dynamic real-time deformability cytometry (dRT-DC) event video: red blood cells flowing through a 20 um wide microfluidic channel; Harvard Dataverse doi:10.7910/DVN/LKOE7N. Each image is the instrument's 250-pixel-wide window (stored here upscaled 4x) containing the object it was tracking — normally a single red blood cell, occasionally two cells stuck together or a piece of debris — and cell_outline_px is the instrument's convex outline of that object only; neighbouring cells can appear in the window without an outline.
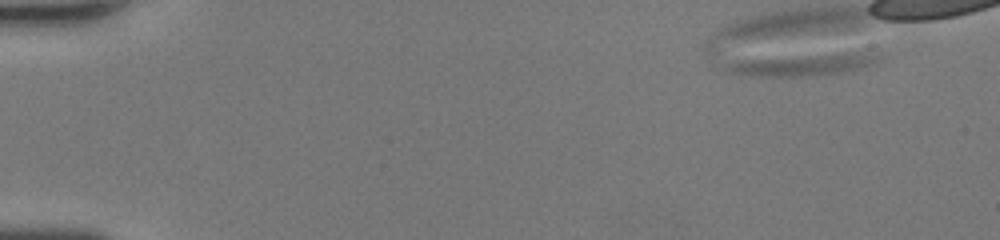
{"species": "human", "species_latin": "Homo sapiens", "temperature_condition": "room temperature", "stored_images_in_passage": 2, "camera_frame_rate_fps": 3000, "um_per_image_px": 0.085, "donor": {"sex": "female"}, "frame": {"image": 1, "passage_image": 1, "time_ms": 0.0, "image_size_px": [1000, 240], "cell_outline_px": [[880, 56], [876, 60], [860, 68], [836, 72], [804, 76], [760, 76], [728, 72], [724, 68], [724, 60], [868, 52]], "centroid_in_image_um": [68.0, 5.49], "position_along_channel_um": 17.0, "area_um2": 18.67}}